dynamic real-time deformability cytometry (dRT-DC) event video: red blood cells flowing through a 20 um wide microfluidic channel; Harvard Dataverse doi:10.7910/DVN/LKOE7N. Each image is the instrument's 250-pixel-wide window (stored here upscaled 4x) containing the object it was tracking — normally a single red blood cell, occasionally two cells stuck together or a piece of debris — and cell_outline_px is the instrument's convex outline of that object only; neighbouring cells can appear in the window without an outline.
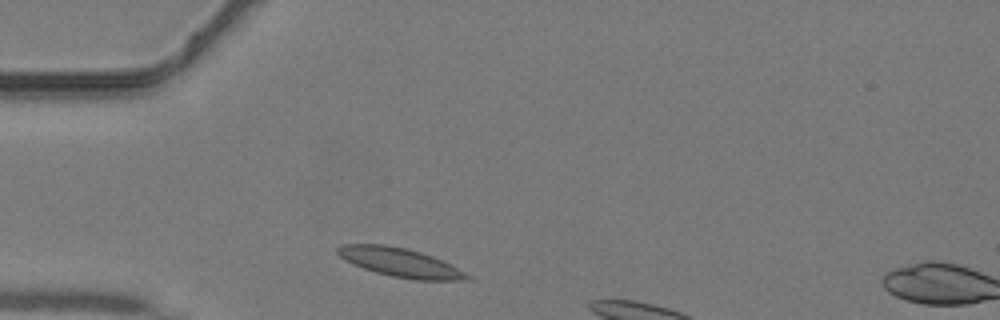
{"species": "common noctule bat (a hibernating species)", "species_latin": "Nyctalus noctula", "temperature_condition": "warm", "stored_images_in_passage": 3, "camera_frame_rate_fps": 3000, "um_per_image_px": 0.085, "animal": {"sex": "male", "body_mass_g": 19.2, "forearm_length_mm": 51.8}, "frame": {"image": 1, "passage_image": 2, "time_ms": 0.333, "image_size_px": [1000, 320], "cell_outline_px": [[472, 280], [416, 280], [392, 276], [376, 272], [364, 268], [340, 256], [336, 252], [336, 248], [344, 244], [384, 244], [404, 248], [420, 252], [432, 256], [472, 276]], "centroid_in_image_um": [34.03, 22.31], "position_along_channel_um": 51.0, "area_um2": 21.27}}